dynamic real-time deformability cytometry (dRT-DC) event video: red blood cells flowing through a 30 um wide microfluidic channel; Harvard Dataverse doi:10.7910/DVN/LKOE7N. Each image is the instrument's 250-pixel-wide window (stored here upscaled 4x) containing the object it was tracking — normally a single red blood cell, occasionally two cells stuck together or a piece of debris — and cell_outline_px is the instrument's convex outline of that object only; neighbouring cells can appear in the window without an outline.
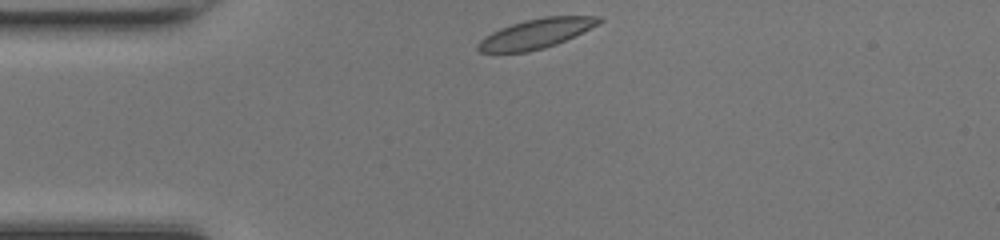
{"species": "common noctule bat (a hibernating species)", "species_latin": "Nyctalus noctula", "temperature_condition": "room temperature", "stored_images_in_passage": 31, "camera_frame_rate_fps": 3000, "um_per_image_px": 0.085, "animal": {"sex": "female", "body_mass_g": 17.0, "forearm_length_mm": 48.0}, "frame": {"image": 1, "passage_image": 1, "time_ms": 0.0, "image_size_px": [1000, 240], "cell_outline_px": [[604, 20], [556, 44], [544, 48], [528, 52], [480, 52], [476, 48], [476, 44], [484, 36], [500, 28], [524, 20], [544, 16], [600, 16]], "centroid_in_image_um": [45.49, 2.85], "position_along_channel_um": 39.5, "area_um2": 20.58}}
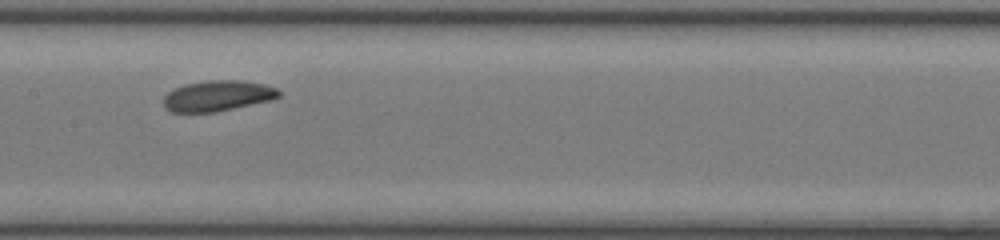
{"frame": {"image": 2, "passage_image": 14, "time_ms": 4.333, "image_size_px": [1000, 240], "cell_outline_px": [[280, 96], [272, 100], [216, 112], [172, 112], [164, 104], [164, 96], [172, 88], [184, 84], [208, 80], [240, 80], [264, 84], [276, 88], [280, 92]], "centroid_in_image_um": [18.5, 8.14], "position_along_channel_um": 188.9, "area_um2": 20.63}}
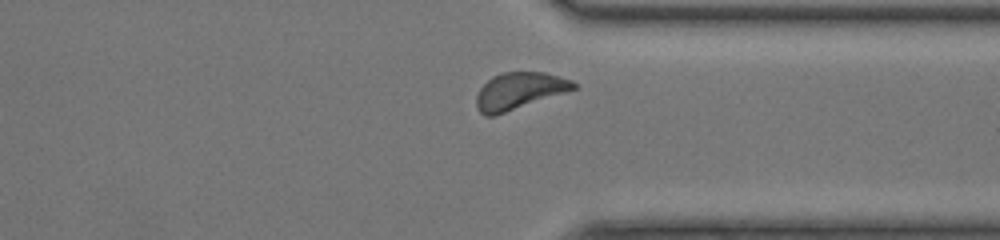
{"frame": {"image": 3, "passage_image": 27, "time_ms": 8.667, "image_size_px": [1000, 240], "cell_outline_px": [[580, 84], [576, 88], [492, 116], [484, 116], [476, 108], [476, 96], [480, 88], [492, 76], [500, 72], [544, 72], [572, 80]], "centroid_in_image_um": [44.1, 7.7], "position_along_channel_um": 367.3, "area_um2": 20.52}, "authors_computed_cell_mechanics": {"area_um2": 20.6346, "velocity_mm_per_s": 4.1358, "shape_relaxation_time_tau1_ms": 5.6747, "shape_relaxation_time_tau2_ms": null, "deformation_change_tau1": 0.1339, "deformation_change_tau2": null}}